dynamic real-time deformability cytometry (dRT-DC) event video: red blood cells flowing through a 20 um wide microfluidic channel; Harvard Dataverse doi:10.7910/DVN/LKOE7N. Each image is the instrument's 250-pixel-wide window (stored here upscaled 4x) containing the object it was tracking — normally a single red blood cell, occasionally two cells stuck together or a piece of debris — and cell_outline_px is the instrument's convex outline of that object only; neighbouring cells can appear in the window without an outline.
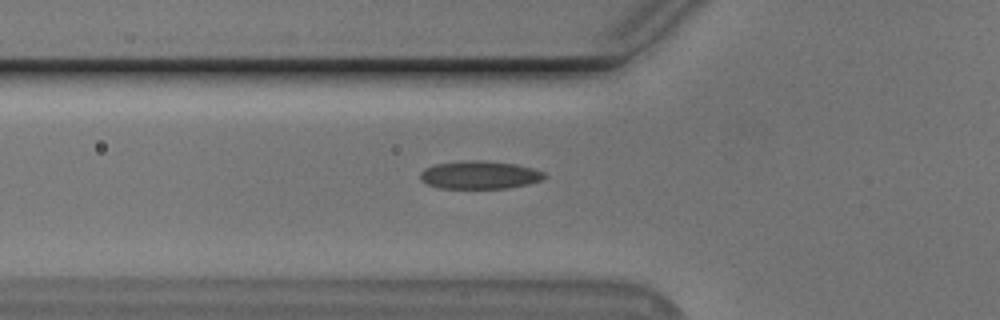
{"species": "Egyptian fruit bat (a non-hibernating species)", "species_latin": "Rousettus aegyptiacus", "temperature_condition": "cold", "stored_images_in_passage": 8, "camera_frame_rate_fps": 3000, "um_per_image_px": 0.085, "animal": {"sex": "male"}, "frame": {"image": 1, "passage_image": 4, "time_ms": 1.0, "image_size_px": [1000, 320], "cell_outline_px": [[548, 176], [544, 180], [528, 184], [508, 188], [440, 188], [428, 184], [420, 180], [420, 172], [424, 168], [436, 164], [464, 160], [480, 160], [516, 164], [532, 168], [544, 172]], "centroid_in_image_um": [40.79, 14.87], "position_along_channel_um": 85.0, "area_um2": 20.4}}